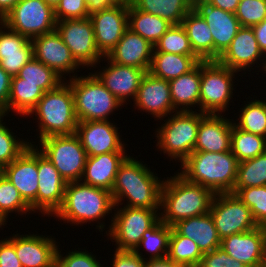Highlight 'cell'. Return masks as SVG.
Returning <instances> with one entry per match:
<instances>
[{
    "mask_svg": "<svg viewBox=\"0 0 266 267\" xmlns=\"http://www.w3.org/2000/svg\"><path fill=\"white\" fill-rule=\"evenodd\" d=\"M233 121L230 150L238 162L266 152V138L239 129Z\"/></svg>",
    "mask_w": 266,
    "mask_h": 267,
    "instance_id": "cell-38",
    "label": "cell"
},
{
    "mask_svg": "<svg viewBox=\"0 0 266 267\" xmlns=\"http://www.w3.org/2000/svg\"><path fill=\"white\" fill-rule=\"evenodd\" d=\"M14 133L6 127L4 122L0 123V163L3 166L10 164L32 143L18 140Z\"/></svg>",
    "mask_w": 266,
    "mask_h": 267,
    "instance_id": "cell-45",
    "label": "cell"
},
{
    "mask_svg": "<svg viewBox=\"0 0 266 267\" xmlns=\"http://www.w3.org/2000/svg\"><path fill=\"white\" fill-rule=\"evenodd\" d=\"M266 185V152L238 163L234 188Z\"/></svg>",
    "mask_w": 266,
    "mask_h": 267,
    "instance_id": "cell-40",
    "label": "cell"
},
{
    "mask_svg": "<svg viewBox=\"0 0 266 267\" xmlns=\"http://www.w3.org/2000/svg\"><path fill=\"white\" fill-rule=\"evenodd\" d=\"M194 9L210 28L214 42V61H217L242 26L234 13L207 4L204 0L194 1Z\"/></svg>",
    "mask_w": 266,
    "mask_h": 267,
    "instance_id": "cell-18",
    "label": "cell"
},
{
    "mask_svg": "<svg viewBox=\"0 0 266 267\" xmlns=\"http://www.w3.org/2000/svg\"><path fill=\"white\" fill-rule=\"evenodd\" d=\"M201 60L197 56L153 52L149 73L170 81L193 70Z\"/></svg>",
    "mask_w": 266,
    "mask_h": 267,
    "instance_id": "cell-32",
    "label": "cell"
},
{
    "mask_svg": "<svg viewBox=\"0 0 266 267\" xmlns=\"http://www.w3.org/2000/svg\"><path fill=\"white\" fill-rule=\"evenodd\" d=\"M20 0H0V21Z\"/></svg>",
    "mask_w": 266,
    "mask_h": 267,
    "instance_id": "cell-57",
    "label": "cell"
},
{
    "mask_svg": "<svg viewBox=\"0 0 266 267\" xmlns=\"http://www.w3.org/2000/svg\"><path fill=\"white\" fill-rule=\"evenodd\" d=\"M197 267H247L242 262L229 256L221 247L204 253Z\"/></svg>",
    "mask_w": 266,
    "mask_h": 267,
    "instance_id": "cell-49",
    "label": "cell"
},
{
    "mask_svg": "<svg viewBox=\"0 0 266 267\" xmlns=\"http://www.w3.org/2000/svg\"><path fill=\"white\" fill-rule=\"evenodd\" d=\"M38 177L37 210L52 216L62 205L67 183L39 150Z\"/></svg>",
    "mask_w": 266,
    "mask_h": 267,
    "instance_id": "cell-19",
    "label": "cell"
},
{
    "mask_svg": "<svg viewBox=\"0 0 266 267\" xmlns=\"http://www.w3.org/2000/svg\"><path fill=\"white\" fill-rule=\"evenodd\" d=\"M206 113L177 111L157 129L158 149L172 159L183 162L193 151L200 120Z\"/></svg>",
    "mask_w": 266,
    "mask_h": 267,
    "instance_id": "cell-7",
    "label": "cell"
},
{
    "mask_svg": "<svg viewBox=\"0 0 266 267\" xmlns=\"http://www.w3.org/2000/svg\"><path fill=\"white\" fill-rule=\"evenodd\" d=\"M234 73L238 71L223 66L218 61H201L200 110L197 111L220 114L227 110L234 90Z\"/></svg>",
    "mask_w": 266,
    "mask_h": 267,
    "instance_id": "cell-9",
    "label": "cell"
},
{
    "mask_svg": "<svg viewBox=\"0 0 266 267\" xmlns=\"http://www.w3.org/2000/svg\"><path fill=\"white\" fill-rule=\"evenodd\" d=\"M235 15L242 27H252L266 18V0H240Z\"/></svg>",
    "mask_w": 266,
    "mask_h": 267,
    "instance_id": "cell-46",
    "label": "cell"
},
{
    "mask_svg": "<svg viewBox=\"0 0 266 267\" xmlns=\"http://www.w3.org/2000/svg\"><path fill=\"white\" fill-rule=\"evenodd\" d=\"M39 119V140L55 135H70L76 132L78 120L75 114L73 92L69 83H61L47 91L28 114Z\"/></svg>",
    "mask_w": 266,
    "mask_h": 267,
    "instance_id": "cell-5",
    "label": "cell"
},
{
    "mask_svg": "<svg viewBox=\"0 0 266 267\" xmlns=\"http://www.w3.org/2000/svg\"><path fill=\"white\" fill-rule=\"evenodd\" d=\"M14 246L22 267H49L56 261L57 242L38 234H13L7 238Z\"/></svg>",
    "mask_w": 266,
    "mask_h": 267,
    "instance_id": "cell-21",
    "label": "cell"
},
{
    "mask_svg": "<svg viewBox=\"0 0 266 267\" xmlns=\"http://www.w3.org/2000/svg\"><path fill=\"white\" fill-rule=\"evenodd\" d=\"M172 26L160 16L138 10L131 2L128 3V28L142 36L153 46Z\"/></svg>",
    "mask_w": 266,
    "mask_h": 267,
    "instance_id": "cell-33",
    "label": "cell"
},
{
    "mask_svg": "<svg viewBox=\"0 0 266 267\" xmlns=\"http://www.w3.org/2000/svg\"><path fill=\"white\" fill-rule=\"evenodd\" d=\"M118 2H130L131 0H117Z\"/></svg>",
    "mask_w": 266,
    "mask_h": 267,
    "instance_id": "cell-65",
    "label": "cell"
},
{
    "mask_svg": "<svg viewBox=\"0 0 266 267\" xmlns=\"http://www.w3.org/2000/svg\"><path fill=\"white\" fill-rule=\"evenodd\" d=\"M175 175L163 182L160 210L164 213L159 212L160 220L171 227L180 220L209 213L215 195L179 173Z\"/></svg>",
    "mask_w": 266,
    "mask_h": 267,
    "instance_id": "cell-2",
    "label": "cell"
},
{
    "mask_svg": "<svg viewBox=\"0 0 266 267\" xmlns=\"http://www.w3.org/2000/svg\"><path fill=\"white\" fill-rule=\"evenodd\" d=\"M220 247L247 267H260L266 262V246L260 226L223 238Z\"/></svg>",
    "mask_w": 266,
    "mask_h": 267,
    "instance_id": "cell-22",
    "label": "cell"
},
{
    "mask_svg": "<svg viewBox=\"0 0 266 267\" xmlns=\"http://www.w3.org/2000/svg\"><path fill=\"white\" fill-rule=\"evenodd\" d=\"M4 116H6V113L0 108V123L3 121Z\"/></svg>",
    "mask_w": 266,
    "mask_h": 267,
    "instance_id": "cell-60",
    "label": "cell"
},
{
    "mask_svg": "<svg viewBox=\"0 0 266 267\" xmlns=\"http://www.w3.org/2000/svg\"><path fill=\"white\" fill-rule=\"evenodd\" d=\"M145 267H183L174 263L168 257L162 259H146L145 260Z\"/></svg>",
    "mask_w": 266,
    "mask_h": 267,
    "instance_id": "cell-56",
    "label": "cell"
},
{
    "mask_svg": "<svg viewBox=\"0 0 266 267\" xmlns=\"http://www.w3.org/2000/svg\"><path fill=\"white\" fill-rule=\"evenodd\" d=\"M207 4L231 13L236 12L240 0H204Z\"/></svg>",
    "mask_w": 266,
    "mask_h": 267,
    "instance_id": "cell-54",
    "label": "cell"
},
{
    "mask_svg": "<svg viewBox=\"0 0 266 267\" xmlns=\"http://www.w3.org/2000/svg\"><path fill=\"white\" fill-rule=\"evenodd\" d=\"M258 60L264 65L265 55L259 49L252 27H241L230 46L217 61L223 66L240 72L250 67L252 69L251 65L257 64Z\"/></svg>",
    "mask_w": 266,
    "mask_h": 267,
    "instance_id": "cell-23",
    "label": "cell"
},
{
    "mask_svg": "<svg viewBox=\"0 0 266 267\" xmlns=\"http://www.w3.org/2000/svg\"><path fill=\"white\" fill-rule=\"evenodd\" d=\"M134 102L138 110L148 112L158 120L176 111L173 108L169 82L149 72L143 76Z\"/></svg>",
    "mask_w": 266,
    "mask_h": 267,
    "instance_id": "cell-20",
    "label": "cell"
},
{
    "mask_svg": "<svg viewBox=\"0 0 266 267\" xmlns=\"http://www.w3.org/2000/svg\"><path fill=\"white\" fill-rule=\"evenodd\" d=\"M138 10L160 16L172 25H180L194 8V0H131Z\"/></svg>",
    "mask_w": 266,
    "mask_h": 267,
    "instance_id": "cell-34",
    "label": "cell"
},
{
    "mask_svg": "<svg viewBox=\"0 0 266 267\" xmlns=\"http://www.w3.org/2000/svg\"><path fill=\"white\" fill-rule=\"evenodd\" d=\"M260 227H261L262 232H263L264 242H265V246H266V221L263 222V223L260 225Z\"/></svg>",
    "mask_w": 266,
    "mask_h": 267,
    "instance_id": "cell-58",
    "label": "cell"
},
{
    "mask_svg": "<svg viewBox=\"0 0 266 267\" xmlns=\"http://www.w3.org/2000/svg\"><path fill=\"white\" fill-rule=\"evenodd\" d=\"M44 93L45 91L38 87L37 84L11 83L7 114L13 110L20 116L28 115Z\"/></svg>",
    "mask_w": 266,
    "mask_h": 267,
    "instance_id": "cell-39",
    "label": "cell"
},
{
    "mask_svg": "<svg viewBox=\"0 0 266 267\" xmlns=\"http://www.w3.org/2000/svg\"><path fill=\"white\" fill-rule=\"evenodd\" d=\"M128 3L118 2L89 15L97 49L103 56H107L128 29Z\"/></svg>",
    "mask_w": 266,
    "mask_h": 267,
    "instance_id": "cell-14",
    "label": "cell"
},
{
    "mask_svg": "<svg viewBox=\"0 0 266 267\" xmlns=\"http://www.w3.org/2000/svg\"><path fill=\"white\" fill-rule=\"evenodd\" d=\"M4 176V166L0 163V179Z\"/></svg>",
    "mask_w": 266,
    "mask_h": 267,
    "instance_id": "cell-61",
    "label": "cell"
},
{
    "mask_svg": "<svg viewBox=\"0 0 266 267\" xmlns=\"http://www.w3.org/2000/svg\"><path fill=\"white\" fill-rule=\"evenodd\" d=\"M0 26V66L14 77L34 57L33 44L30 38L11 30L1 21Z\"/></svg>",
    "mask_w": 266,
    "mask_h": 267,
    "instance_id": "cell-25",
    "label": "cell"
},
{
    "mask_svg": "<svg viewBox=\"0 0 266 267\" xmlns=\"http://www.w3.org/2000/svg\"><path fill=\"white\" fill-rule=\"evenodd\" d=\"M240 109L238 123H234L239 129L260 135L266 138V101L251 100Z\"/></svg>",
    "mask_w": 266,
    "mask_h": 267,
    "instance_id": "cell-41",
    "label": "cell"
},
{
    "mask_svg": "<svg viewBox=\"0 0 266 267\" xmlns=\"http://www.w3.org/2000/svg\"><path fill=\"white\" fill-rule=\"evenodd\" d=\"M209 212L221 240L258 227L251 210L234 193L215 194Z\"/></svg>",
    "mask_w": 266,
    "mask_h": 267,
    "instance_id": "cell-12",
    "label": "cell"
},
{
    "mask_svg": "<svg viewBox=\"0 0 266 267\" xmlns=\"http://www.w3.org/2000/svg\"><path fill=\"white\" fill-rule=\"evenodd\" d=\"M125 152L87 156L82 183L112 191L120 165L128 157Z\"/></svg>",
    "mask_w": 266,
    "mask_h": 267,
    "instance_id": "cell-28",
    "label": "cell"
},
{
    "mask_svg": "<svg viewBox=\"0 0 266 267\" xmlns=\"http://www.w3.org/2000/svg\"><path fill=\"white\" fill-rule=\"evenodd\" d=\"M223 117V118H222ZM221 114L206 113L200 120L194 151L220 153L230 151L233 122Z\"/></svg>",
    "mask_w": 266,
    "mask_h": 267,
    "instance_id": "cell-26",
    "label": "cell"
},
{
    "mask_svg": "<svg viewBox=\"0 0 266 267\" xmlns=\"http://www.w3.org/2000/svg\"><path fill=\"white\" fill-rule=\"evenodd\" d=\"M1 22L32 39L56 30L57 21L54 8L44 0H20Z\"/></svg>",
    "mask_w": 266,
    "mask_h": 267,
    "instance_id": "cell-11",
    "label": "cell"
},
{
    "mask_svg": "<svg viewBox=\"0 0 266 267\" xmlns=\"http://www.w3.org/2000/svg\"><path fill=\"white\" fill-rule=\"evenodd\" d=\"M5 223L3 222V220L0 218V228H2V225H4Z\"/></svg>",
    "mask_w": 266,
    "mask_h": 267,
    "instance_id": "cell-64",
    "label": "cell"
},
{
    "mask_svg": "<svg viewBox=\"0 0 266 267\" xmlns=\"http://www.w3.org/2000/svg\"><path fill=\"white\" fill-rule=\"evenodd\" d=\"M237 158L230 151H193L182 163V177L210 189L214 194L233 193L238 170Z\"/></svg>",
    "mask_w": 266,
    "mask_h": 267,
    "instance_id": "cell-3",
    "label": "cell"
},
{
    "mask_svg": "<svg viewBox=\"0 0 266 267\" xmlns=\"http://www.w3.org/2000/svg\"><path fill=\"white\" fill-rule=\"evenodd\" d=\"M168 82L173 108L176 112L193 111L190 107L193 105V107H195V105H199L201 89V62L189 73L181 75Z\"/></svg>",
    "mask_w": 266,
    "mask_h": 267,
    "instance_id": "cell-30",
    "label": "cell"
},
{
    "mask_svg": "<svg viewBox=\"0 0 266 267\" xmlns=\"http://www.w3.org/2000/svg\"><path fill=\"white\" fill-rule=\"evenodd\" d=\"M89 15L85 0H60L54 8L56 21L88 18Z\"/></svg>",
    "mask_w": 266,
    "mask_h": 267,
    "instance_id": "cell-47",
    "label": "cell"
},
{
    "mask_svg": "<svg viewBox=\"0 0 266 267\" xmlns=\"http://www.w3.org/2000/svg\"><path fill=\"white\" fill-rule=\"evenodd\" d=\"M112 217L107 236L118 245L116 250L133 251L142 240L143 233L159 219L160 209L130 208L123 206ZM110 230V231H109Z\"/></svg>",
    "mask_w": 266,
    "mask_h": 267,
    "instance_id": "cell-10",
    "label": "cell"
},
{
    "mask_svg": "<svg viewBox=\"0 0 266 267\" xmlns=\"http://www.w3.org/2000/svg\"><path fill=\"white\" fill-rule=\"evenodd\" d=\"M40 152L68 182L81 181L87 154L80 139L74 134L49 136L40 140Z\"/></svg>",
    "mask_w": 266,
    "mask_h": 267,
    "instance_id": "cell-8",
    "label": "cell"
},
{
    "mask_svg": "<svg viewBox=\"0 0 266 267\" xmlns=\"http://www.w3.org/2000/svg\"><path fill=\"white\" fill-rule=\"evenodd\" d=\"M88 5L89 14L106 9L118 3L117 0H85Z\"/></svg>",
    "mask_w": 266,
    "mask_h": 267,
    "instance_id": "cell-55",
    "label": "cell"
},
{
    "mask_svg": "<svg viewBox=\"0 0 266 267\" xmlns=\"http://www.w3.org/2000/svg\"><path fill=\"white\" fill-rule=\"evenodd\" d=\"M112 209L114 202L110 191L76 181L66 184L62 205L54 216L78 225L104 219Z\"/></svg>",
    "mask_w": 266,
    "mask_h": 267,
    "instance_id": "cell-4",
    "label": "cell"
},
{
    "mask_svg": "<svg viewBox=\"0 0 266 267\" xmlns=\"http://www.w3.org/2000/svg\"><path fill=\"white\" fill-rule=\"evenodd\" d=\"M188 35L195 55L201 61H214V42L210 28L203 17L193 8L181 24Z\"/></svg>",
    "mask_w": 266,
    "mask_h": 267,
    "instance_id": "cell-31",
    "label": "cell"
},
{
    "mask_svg": "<svg viewBox=\"0 0 266 267\" xmlns=\"http://www.w3.org/2000/svg\"><path fill=\"white\" fill-rule=\"evenodd\" d=\"M259 49L266 55V18L259 24L252 26Z\"/></svg>",
    "mask_w": 266,
    "mask_h": 267,
    "instance_id": "cell-53",
    "label": "cell"
},
{
    "mask_svg": "<svg viewBox=\"0 0 266 267\" xmlns=\"http://www.w3.org/2000/svg\"><path fill=\"white\" fill-rule=\"evenodd\" d=\"M89 74L80 77L74 74L68 82L73 92L77 120H108L109 115L123 104L108 91L95 74Z\"/></svg>",
    "mask_w": 266,
    "mask_h": 267,
    "instance_id": "cell-6",
    "label": "cell"
},
{
    "mask_svg": "<svg viewBox=\"0 0 266 267\" xmlns=\"http://www.w3.org/2000/svg\"><path fill=\"white\" fill-rule=\"evenodd\" d=\"M56 30L82 67H96V64H100L104 56L97 49L93 24L89 17L57 21Z\"/></svg>",
    "mask_w": 266,
    "mask_h": 267,
    "instance_id": "cell-13",
    "label": "cell"
},
{
    "mask_svg": "<svg viewBox=\"0 0 266 267\" xmlns=\"http://www.w3.org/2000/svg\"><path fill=\"white\" fill-rule=\"evenodd\" d=\"M171 234V226L163 223L160 219L148 230L143 233L142 240L133 250L140 258H143L140 253V247L147 249L151 256L149 259H162L167 257L169 238ZM142 255V256H141Z\"/></svg>",
    "mask_w": 266,
    "mask_h": 267,
    "instance_id": "cell-36",
    "label": "cell"
},
{
    "mask_svg": "<svg viewBox=\"0 0 266 267\" xmlns=\"http://www.w3.org/2000/svg\"><path fill=\"white\" fill-rule=\"evenodd\" d=\"M265 58H266V55H265ZM262 66V68L264 69V71H265V73H266V59H265V61H264V65H261Z\"/></svg>",
    "mask_w": 266,
    "mask_h": 267,
    "instance_id": "cell-63",
    "label": "cell"
},
{
    "mask_svg": "<svg viewBox=\"0 0 266 267\" xmlns=\"http://www.w3.org/2000/svg\"><path fill=\"white\" fill-rule=\"evenodd\" d=\"M75 134L87 156L126 151L118 128L109 120L78 122Z\"/></svg>",
    "mask_w": 266,
    "mask_h": 267,
    "instance_id": "cell-16",
    "label": "cell"
},
{
    "mask_svg": "<svg viewBox=\"0 0 266 267\" xmlns=\"http://www.w3.org/2000/svg\"><path fill=\"white\" fill-rule=\"evenodd\" d=\"M20 215L32 213L30 206L20 196L18 189L5 177L0 179V218L5 222L11 212Z\"/></svg>",
    "mask_w": 266,
    "mask_h": 267,
    "instance_id": "cell-43",
    "label": "cell"
},
{
    "mask_svg": "<svg viewBox=\"0 0 266 267\" xmlns=\"http://www.w3.org/2000/svg\"><path fill=\"white\" fill-rule=\"evenodd\" d=\"M260 267H266V262H264Z\"/></svg>",
    "mask_w": 266,
    "mask_h": 267,
    "instance_id": "cell-66",
    "label": "cell"
},
{
    "mask_svg": "<svg viewBox=\"0 0 266 267\" xmlns=\"http://www.w3.org/2000/svg\"><path fill=\"white\" fill-rule=\"evenodd\" d=\"M233 193L251 210L252 217L258 226L266 221V185L234 188Z\"/></svg>",
    "mask_w": 266,
    "mask_h": 267,
    "instance_id": "cell-44",
    "label": "cell"
},
{
    "mask_svg": "<svg viewBox=\"0 0 266 267\" xmlns=\"http://www.w3.org/2000/svg\"><path fill=\"white\" fill-rule=\"evenodd\" d=\"M0 267H22L15 246L7 238L0 240Z\"/></svg>",
    "mask_w": 266,
    "mask_h": 267,
    "instance_id": "cell-51",
    "label": "cell"
},
{
    "mask_svg": "<svg viewBox=\"0 0 266 267\" xmlns=\"http://www.w3.org/2000/svg\"><path fill=\"white\" fill-rule=\"evenodd\" d=\"M154 46L129 28L124 32L116 46L104 56L119 65L133 66L149 71Z\"/></svg>",
    "mask_w": 266,
    "mask_h": 267,
    "instance_id": "cell-27",
    "label": "cell"
},
{
    "mask_svg": "<svg viewBox=\"0 0 266 267\" xmlns=\"http://www.w3.org/2000/svg\"><path fill=\"white\" fill-rule=\"evenodd\" d=\"M62 82L64 80L50 67L34 57L11 79V83L37 84L45 92L55 89Z\"/></svg>",
    "mask_w": 266,
    "mask_h": 267,
    "instance_id": "cell-35",
    "label": "cell"
},
{
    "mask_svg": "<svg viewBox=\"0 0 266 267\" xmlns=\"http://www.w3.org/2000/svg\"><path fill=\"white\" fill-rule=\"evenodd\" d=\"M47 4L55 8V6L60 2V0H44Z\"/></svg>",
    "mask_w": 266,
    "mask_h": 267,
    "instance_id": "cell-59",
    "label": "cell"
},
{
    "mask_svg": "<svg viewBox=\"0 0 266 267\" xmlns=\"http://www.w3.org/2000/svg\"><path fill=\"white\" fill-rule=\"evenodd\" d=\"M38 147L32 144L10 164L4 166V176L18 189L20 196L37 210Z\"/></svg>",
    "mask_w": 266,
    "mask_h": 267,
    "instance_id": "cell-15",
    "label": "cell"
},
{
    "mask_svg": "<svg viewBox=\"0 0 266 267\" xmlns=\"http://www.w3.org/2000/svg\"><path fill=\"white\" fill-rule=\"evenodd\" d=\"M153 52L196 56L191 48L187 32L181 24L172 25L154 45Z\"/></svg>",
    "mask_w": 266,
    "mask_h": 267,
    "instance_id": "cell-42",
    "label": "cell"
},
{
    "mask_svg": "<svg viewBox=\"0 0 266 267\" xmlns=\"http://www.w3.org/2000/svg\"><path fill=\"white\" fill-rule=\"evenodd\" d=\"M158 179L145 164L128 155L118 169L111 191L114 206L119 207L126 198V207L160 209L164 179Z\"/></svg>",
    "mask_w": 266,
    "mask_h": 267,
    "instance_id": "cell-1",
    "label": "cell"
},
{
    "mask_svg": "<svg viewBox=\"0 0 266 267\" xmlns=\"http://www.w3.org/2000/svg\"><path fill=\"white\" fill-rule=\"evenodd\" d=\"M112 262V267H145V259L129 250H116Z\"/></svg>",
    "mask_w": 266,
    "mask_h": 267,
    "instance_id": "cell-50",
    "label": "cell"
},
{
    "mask_svg": "<svg viewBox=\"0 0 266 267\" xmlns=\"http://www.w3.org/2000/svg\"><path fill=\"white\" fill-rule=\"evenodd\" d=\"M12 77L0 66V108L7 114Z\"/></svg>",
    "mask_w": 266,
    "mask_h": 267,
    "instance_id": "cell-52",
    "label": "cell"
},
{
    "mask_svg": "<svg viewBox=\"0 0 266 267\" xmlns=\"http://www.w3.org/2000/svg\"><path fill=\"white\" fill-rule=\"evenodd\" d=\"M49 267H60L58 262L55 261L53 264H51Z\"/></svg>",
    "mask_w": 266,
    "mask_h": 267,
    "instance_id": "cell-62",
    "label": "cell"
},
{
    "mask_svg": "<svg viewBox=\"0 0 266 267\" xmlns=\"http://www.w3.org/2000/svg\"><path fill=\"white\" fill-rule=\"evenodd\" d=\"M172 227L180 235L193 240L203 254L221 246V238L218 235L210 212L180 220Z\"/></svg>",
    "mask_w": 266,
    "mask_h": 267,
    "instance_id": "cell-29",
    "label": "cell"
},
{
    "mask_svg": "<svg viewBox=\"0 0 266 267\" xmlns=\"http://www.w3.org/2000/svg\"><path fill=\"white\" fill-rule=\"evenodd\" d=\"M57 248L56 261L60 267H103L96 256L85 251H69L64 257L61 255V251ZM87 251V252H86Z\"/></svg>",
    "mask_w": 266,
    "mask_h": 267,
    "instance_id": "cell-48",
    "label": "cell"
},
{
    "mask_svg": "<svg viewBox=\"0 0 266 267\" xmlns=\"http://www.w3.org/2000/svg\"><path fill=\"white\" fill-rule=\"evenodd\" d=\"M202 255L203 253L193 240L180 235L171 227L167 254L170 260L183 267H197Z\"/></svg>",
    "mask_w": 266,
    "mask_h": 267,
    "instance_id": "cell-37",
    "label": "cell"
},
{
    "mask_svg": "<svg viewBox=\"0 0 266 267\" xmlns=\"http://www.w3.org/2000/svg\"><path fill=\"white\" fill-rule=\"evenodd\" d=\"M107 60L109 67H105L99 73L94 72V74L123 105L129 97H132L134 101L146 71L133 66L119 65L109 59Z\"/></svg>",
    "mask_w": 266,
    "mask_h": 267,
    "instance_id": "cell-24",
    "label": "cell"
},
{
    "mask_svg": "<svg viewBox=\"0 0 266 267\" xmlns=\"http://www.w3.org/2000/svg\"><path fill=\"white\" fill-rule=\"evenodd\" d=\"M34 58L50 67L60 78L63 74L74 73L81 66L72 56L71 51L54 30L31 39Z\"/></svg>",
    "mask_w": 266,
    "mask_h": 267,
    "instance_id": "cell-17",
    "label": "cell"
}]
</instances>
